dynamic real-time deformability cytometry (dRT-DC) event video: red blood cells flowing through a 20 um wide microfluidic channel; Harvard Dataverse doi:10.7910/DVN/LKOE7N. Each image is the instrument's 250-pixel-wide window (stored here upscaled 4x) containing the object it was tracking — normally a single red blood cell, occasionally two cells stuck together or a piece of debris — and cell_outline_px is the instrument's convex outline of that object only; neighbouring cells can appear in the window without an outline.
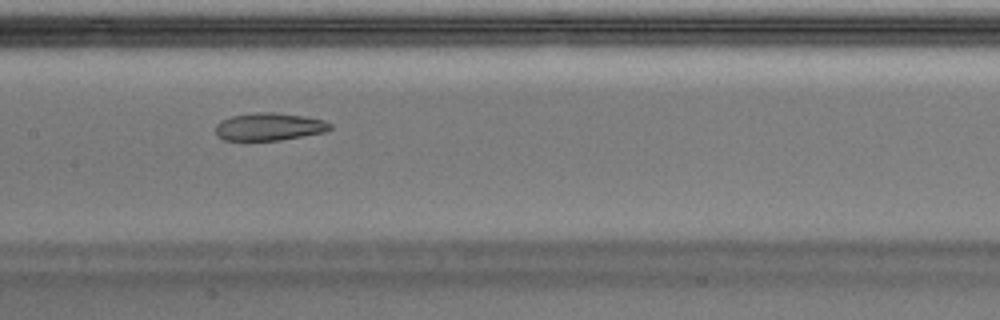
{"species": "Egyptian fruit bat (a non-hibernating species)", "species_latin": "Rousettus aegyptiacus", "temperature_condition": "warm", "stored_images_in_passage": 50, "camera_frame_rate_fps": 3000, "um_per_image_px": 0.085, "animal": {"sex": "male"}, "frame": {"image": 1, "passage_image": 25, "time_ms": 8.0, "image_size_px": [1000, 320], "cell_outline_px": [[332, 128], [324, 132], [280, 140], [224, 140], [216, 132], [216, 124], [220, 120], [232, 116], [256, 112], [276, 112], [304, 116], [324, 120], [332, 124]], "centroid_in_image_um": [22.89, 10.76], "position_along_channel_um": 184.5, "area_um2": 18.38}}
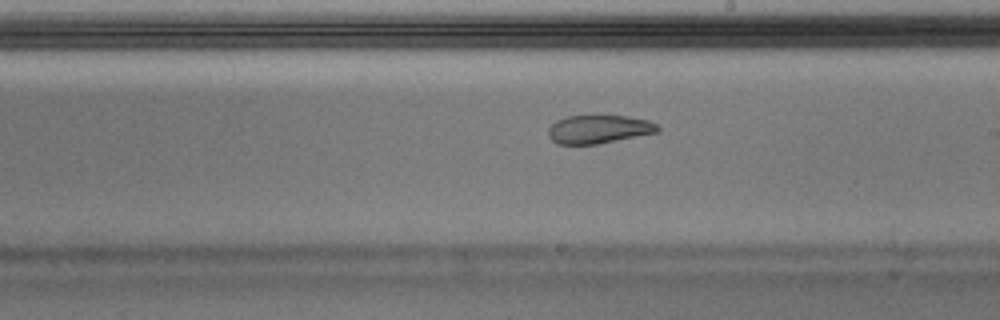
{"frame": {"image": 2, "passage_image": 29, "time_ms": 9.333, "image_size_px": [1000, 320], "cell_outline_px": [[660, 132], [596, 144], [556, 144], [548, 136], [548, 128], [556, 120], [568, 116], [592, 112], [628, 116], [648, 120], [656, 124], [660, 128]], "centroid_in_image_um": [50.88, 10.93], "position_along_channel_um": 238.1, "area_um2": 18.96}}
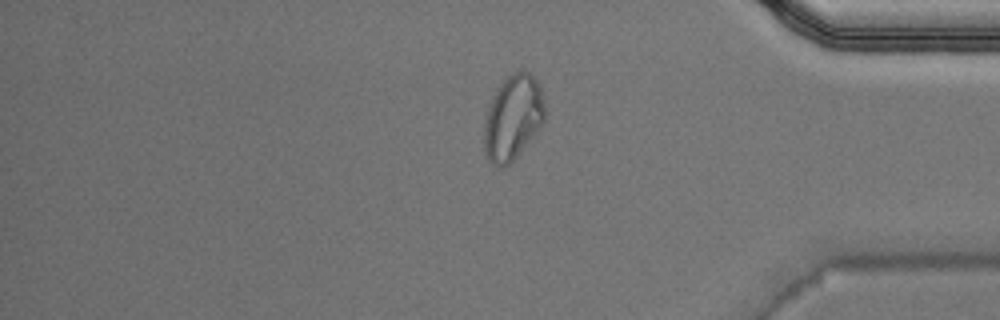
{"frame": {"image": 3, "passage_image": 42, "time_ms": 13.667, "image_size_px": [1000, 320], "cell_outline_px": [[544, 120], [540, 128], [516, 156], [504, 168], [500, 168], [492, 164], [488, 160], [484, 152], [484, 120], [488, 108], [500, 84], [508, 76], [516, 72], [528, 72], [536, 80], [540, 88], [544, 104]], "centroid_in_image_um": [43.57, 10.04], "position_along_channel_um": 391.6, "area_um2": 29.54}, "authors_computed_cell_mechanics": {"area_um2": 20.2589, "velocity_mm_per_s": 4.0336, "shape_relaxation_time_tau1_ms": null, "shape_relaxation_time_tau2_ms": 2.2191, "deformation_change_tau1": null, "deformation_change_tau2": 0.0862}}